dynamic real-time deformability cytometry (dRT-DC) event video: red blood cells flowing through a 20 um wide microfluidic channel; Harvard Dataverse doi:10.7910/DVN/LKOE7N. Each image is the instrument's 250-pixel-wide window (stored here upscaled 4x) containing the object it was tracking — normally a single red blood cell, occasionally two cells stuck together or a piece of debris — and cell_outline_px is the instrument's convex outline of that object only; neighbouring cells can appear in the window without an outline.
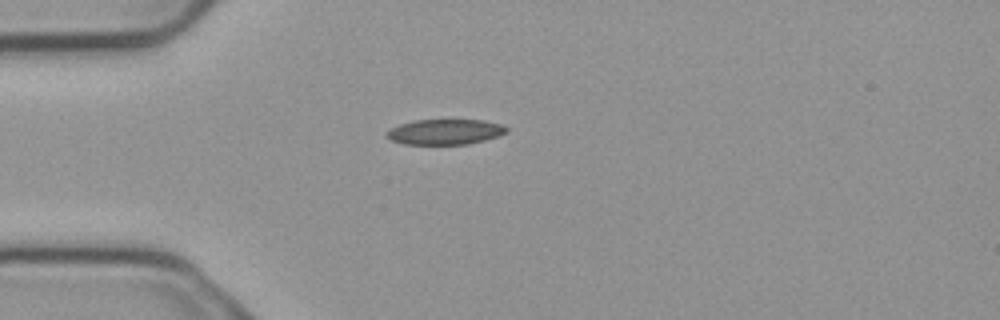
{"species": "common noctule bat (a hibernating species)", "species_latin": "Nyctalus noctula", "temperature_condition": "cold", "stored_images_in_passage": 2, "camera_frame_rate_fps": 3000, "um_per_image_px": 0.085, "animal": {"sex": "male", "body_mass_g": 23.1, "forearm_length_mm": 52.7}, "frame": {"image": 1, "passage_image": 2, "time_ms": 0.333, "image_size_px": [1000, 320], "cell_outline_px": [[508, 132], [484, 140], [468, 144], [404, 144], [392, 140], [384, 136], [392, 128], [400, 124], [416, 120], [484, 120], [500, 124], [508, 128]], "centroid_in_image_um": [37.84, 11.21], "position_along_channel_um": 47.2, "area_um2": 17.51}}